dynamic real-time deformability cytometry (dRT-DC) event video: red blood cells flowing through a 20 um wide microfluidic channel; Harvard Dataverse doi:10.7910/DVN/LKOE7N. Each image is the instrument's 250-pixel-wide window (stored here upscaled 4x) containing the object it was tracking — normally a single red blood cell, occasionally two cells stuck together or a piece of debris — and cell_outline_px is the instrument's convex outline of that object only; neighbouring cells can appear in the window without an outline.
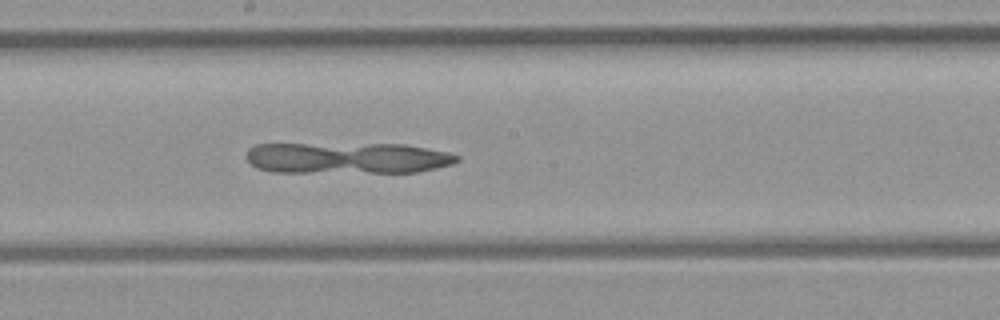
{"species": "common noctule bat (a hibernating species)", "species_latin": "Nyctalus noctula", "temperature_condition": "room temperature", "stored_images_in_passage": 45, "camera_frame_rate_fps": 3000, "um_per_image_px": 0.085, "animal": {"sex": "female", "body_mass_g": 21.9}, "frame": {"image": 1, "passage_image": 24, "time_ms": 7.667, "image_size_px": [1000, 320], "cell_outline_px": [[460, 160], [452, 164], [436, 168], [416, 172], [272, 172], [256, 168], [244, 156], [248, 148], [256, 144], [404, 144], [448, 152], [460, 156]], "centroid_in_image_um": [29.5, 13.43], "position_along_channel_um": 218.7, "area_um2": 38.55}}